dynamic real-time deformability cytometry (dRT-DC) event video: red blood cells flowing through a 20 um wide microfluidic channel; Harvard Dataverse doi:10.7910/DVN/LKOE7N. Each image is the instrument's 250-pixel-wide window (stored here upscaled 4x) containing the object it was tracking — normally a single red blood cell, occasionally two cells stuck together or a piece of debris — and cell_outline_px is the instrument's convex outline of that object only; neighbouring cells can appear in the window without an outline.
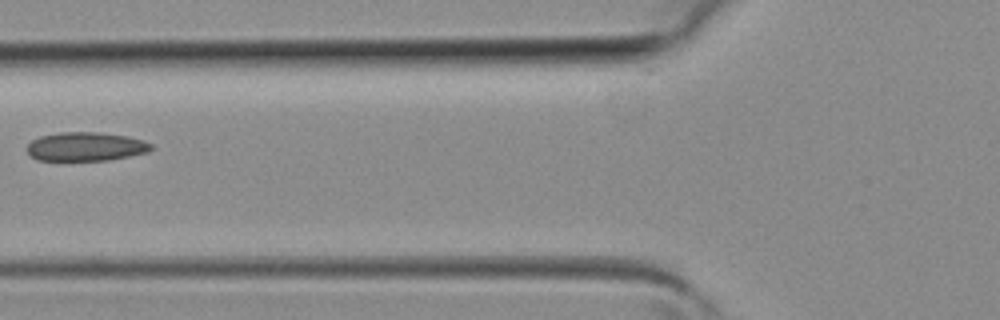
{"species": "common noctule bat (a hibernating species)", "species_latin": "Nyctalus noctula", "temperature_condition": "room temperature", "stored_images_in_passage": 4, "camera_frame_rate_fps": 3000, "um_per_image_px": 0.085, "animal": {"sex": "female", "body_mass_g": 19.3, "forearm_length_mm": 54.1}, "frame": {"image": 1, "passage_image": 4, "time_ms": 1.0, "image_size_px": [1000, 320], "cell_outline_px": [[152, 148], [148, 152], [108, 160], [36, 160], [28, 156], [28, 144], [32, 140], [40, 136], [60, 132], [100, 132], [128, 136], [144, 140], [152, 144]], "centroid_in_image_um": [7.28, 12.45], "position_along_channel_um": 118.5, "area_um2": 20.92}}